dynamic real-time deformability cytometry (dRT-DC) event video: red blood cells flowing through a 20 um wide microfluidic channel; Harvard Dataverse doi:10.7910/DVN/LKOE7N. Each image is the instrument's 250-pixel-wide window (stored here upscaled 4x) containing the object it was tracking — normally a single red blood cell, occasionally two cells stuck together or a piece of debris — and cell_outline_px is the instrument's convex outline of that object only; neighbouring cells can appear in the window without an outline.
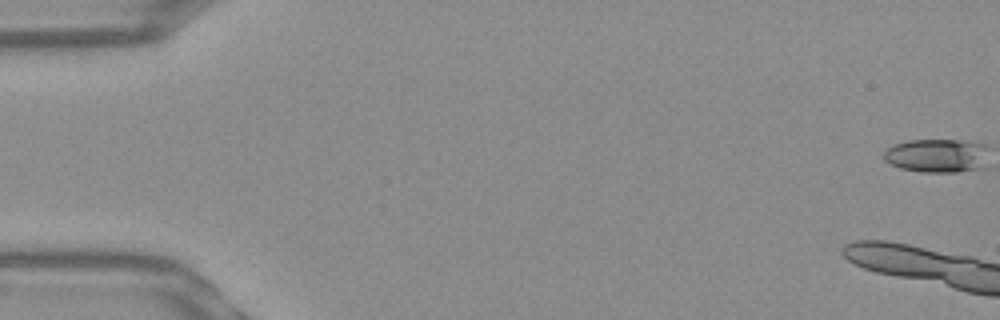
{"species": "Egyptian fruit bat (a non-hibernating species)", "species_latin": "Rousettus aegyptiacus", "temperature_condition": "warm", "stored_images_in_passage": 9, "camera_frame_rate_fps": 3000, "um_per_image_px": 0.085, "frame": {"image": 1, "passage_image": 1, "time_ms": 0.0, "image_size_px": [1000, 320], "cell_outline_px": [[968, 168], [948, 172], [936, 172], [904, 168], [892, 164], [884, 156], [896, 144], [912, 140], [952, 140], [964, 144]], "centroid_in_image_um": [78.98, 13.22], "position_along_channel_um": 6.0, "area_um2": 15.72}}